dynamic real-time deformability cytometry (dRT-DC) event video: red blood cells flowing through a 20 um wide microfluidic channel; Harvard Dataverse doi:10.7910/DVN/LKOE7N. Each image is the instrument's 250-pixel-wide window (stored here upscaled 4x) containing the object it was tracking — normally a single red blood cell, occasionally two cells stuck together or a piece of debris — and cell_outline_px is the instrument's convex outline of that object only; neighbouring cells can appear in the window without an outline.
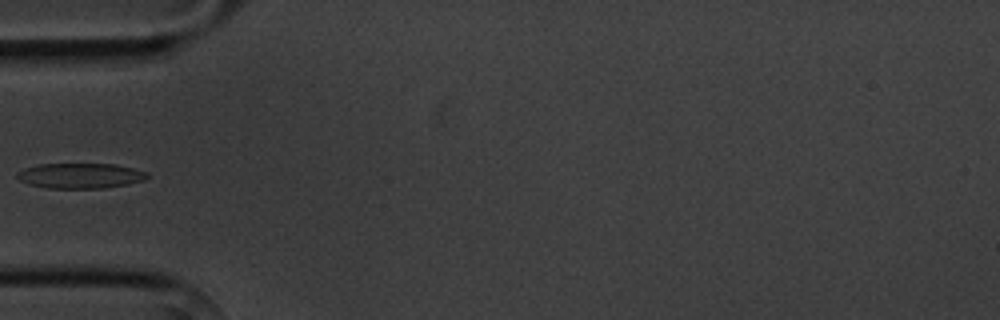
{"species": "common noctule bat (a hibernating species)", "species_latin": "Nyctalus noctula", "temperature_condition": "cold", "stored_images_in_passage": 4, "camera_frame_rate_fps": 3000, "um_per_image_px": 0.085, "animal": {"sex": "male", "body_mass_g": 20.1, "forearm_length_mm": 53.5}, "frame": {"image": 1, "passage_image": 3, "time_ms": 2.667, "image_size_px": [1000, 320], "cell_outline_px": [[148, 176], [144, 180], [104, 188], [48, 188], [28, 184], [20, 180], [16, 176], [16, 172], [24, 168], [40, 164], [116, 164], [148, 172]], "centroid_in_image_um": [6.79, 14.93], "position_along_channel_um": 78.2, "area_um2": 19.02}}
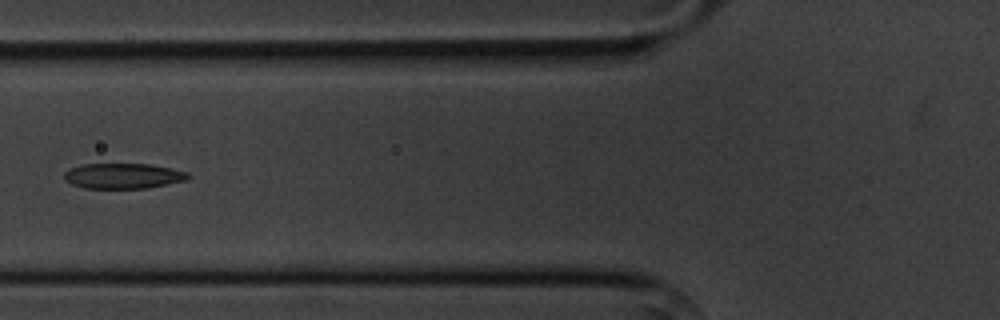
{"frame": {"image": 2, "passage_image": 4, "time_ms": 3.667, "image_size_px": [1000, 320], "cell_outline_px": [[188, 176], [184, 180], [168, 184], [144, 188], [84, 188], [72, 184], [64, 180], [64, 172], [80, 164], [152, 164], [172, 168], [188, 172]], "centroid_in_image_um": [10.44, 14.94], "position_along_channel_um": 115.4, "area_um2": 18.21}}